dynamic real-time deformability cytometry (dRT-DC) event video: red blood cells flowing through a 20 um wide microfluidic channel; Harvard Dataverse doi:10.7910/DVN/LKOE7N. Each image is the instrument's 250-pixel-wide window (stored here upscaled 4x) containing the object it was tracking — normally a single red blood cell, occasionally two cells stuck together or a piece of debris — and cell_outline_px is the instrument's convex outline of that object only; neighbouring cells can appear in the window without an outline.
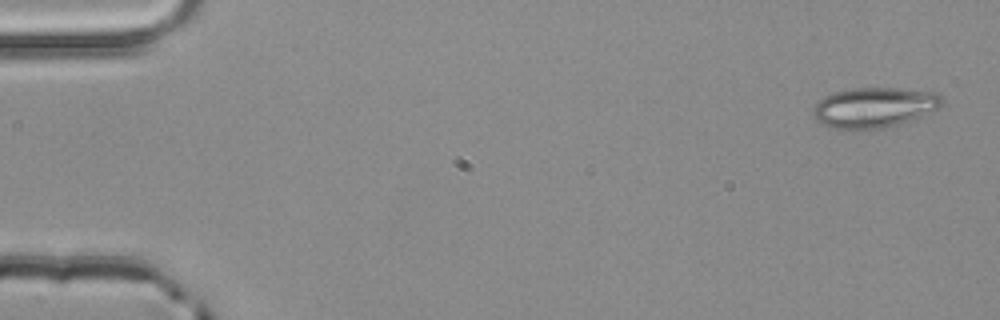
{"species": "common noctule bat (a hibernating species)", "species_latin": "Nyctalus noctula", "temperature_condition": "room temperature", "stored_images_in_passage": 4, "camera_frame_rate_fps": 3000, "um_per_image_px": 0.085, "animal": {"sex": "male", "body_mass_g": 20.4}, "frame": {"image": 1, "passage_image": 1, "time_ms": 0.0, "image_size_px": [1000, 320], "cell_outline_px": [[944, 104], [940, 108], [920, 116], [884, 128], [836, 128], [820, 124], [812, 116], [812, 108], [824, 96], [832, 92], [852, 88], [900, 88], [936, 92], [944, 96]], "centroid_in_image_um": [74.32, 9.1], "position_along_channel_um": 10.7, "area_um2": 30.23}}
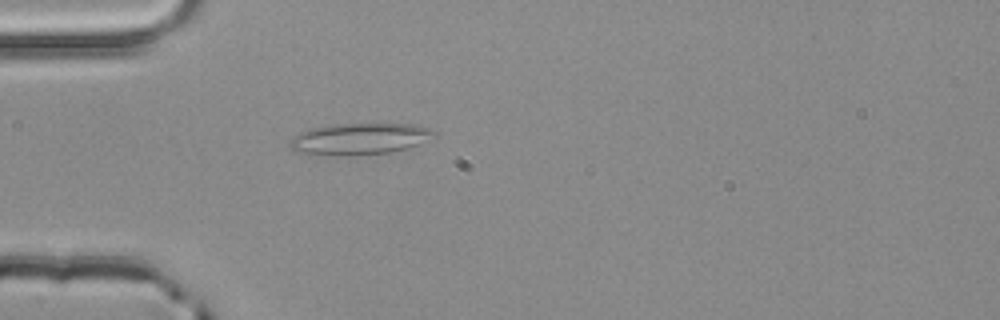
{"frame": {"image": 2, "passage_image": 4, "time_ms": 1.0, "image_size_px": [1000, 320], "cell_outline_px": [[436, 136], [408, 148], [392, 152], [352, 156], [336, 156], [296, 152], [288, 144], [292, 136], [300, 132], [312, 128], [332, 124], [412, 124], [432, 128], [436, 132]], "centroid_in_image_um": [30.56, 11.81], "position_along_channel_um": 54.4, "area_um2": 26.76}}